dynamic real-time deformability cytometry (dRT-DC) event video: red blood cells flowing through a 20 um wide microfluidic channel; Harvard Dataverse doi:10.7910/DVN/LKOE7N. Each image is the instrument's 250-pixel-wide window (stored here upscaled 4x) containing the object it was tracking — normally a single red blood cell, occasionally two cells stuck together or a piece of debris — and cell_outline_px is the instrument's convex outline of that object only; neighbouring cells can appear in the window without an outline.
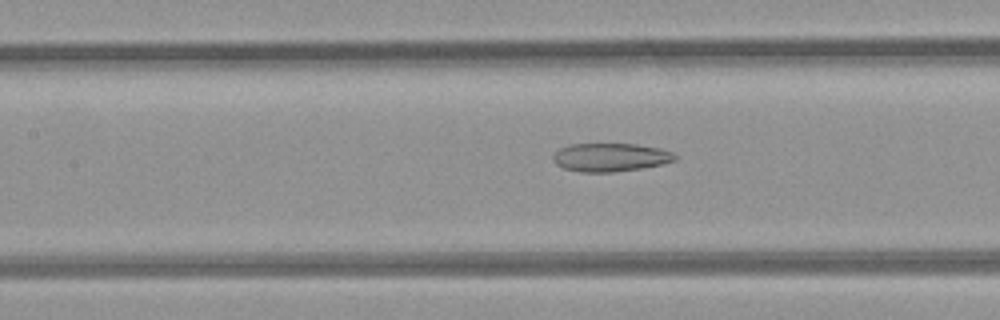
{"species": "common noctule bat (a hibernating species)", "species_latin": "Nyctalus noctula", "temperature_condition": "room temperature", "stored_images_in_passage": 30, "camera_frame_rate_fps": 3000, "um_per_image_px": 0.085, "animal": {"sex": "female", "body_mass_g": 21.9}, "frame": {"image": 1, "passage_image": 14, "time_ms": 4.333, "image_size_px": [1000, 320], "cell_outline_px": [[676, 160], [660, 164], [640, 168], [612, 172], [580, 172], [564, 168], [556, 164], [552, 160], [552, 156], [560, 148], [568, 144], [636, 144], [660, 148], [672, 152], [676, 156]], "centroid_in_image_um": [51.85, 13.36], "position_along_channel_um": 155.6, "area_um2": 20.06}}
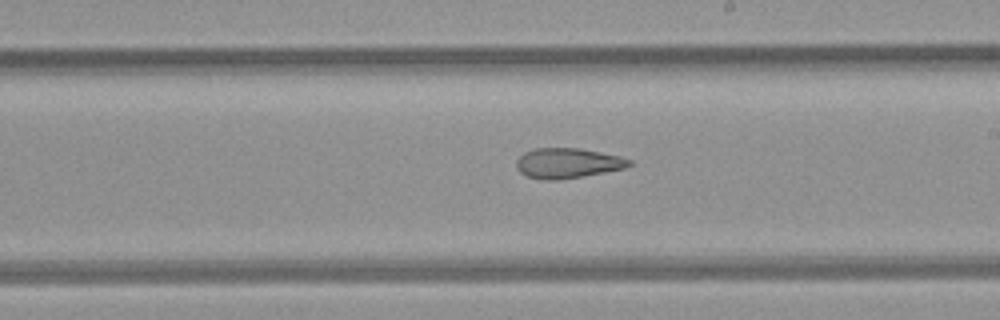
{"frame": {"image": 2, "passage_image": 20, "time_ms": 6.333, "image_size_px": [1000, 320], "cell_outline_px": [[632, 164], [624, 168], [584, 176], [560, 180], [544, 180], [524, 176], [516, 168], [516, 160], [524, 152], [532, 148], [580, 148], [620, 156], [632, 160]], "centroid_in_image_um": [48.21, 13.87], "position_along_channel_um": 240.8, "area_um2": 20.0}}
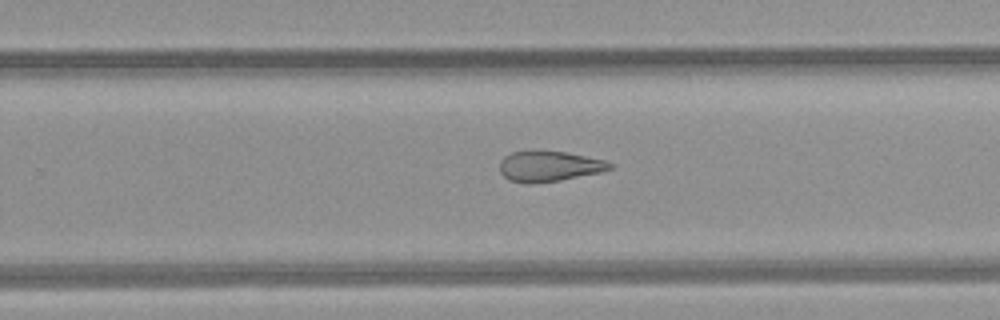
{"frame": {"image": 3, "passage_image": 23, "time_ms": 7.333, "image_size_px": [1000, 320], "cell_outline_px": [[616, 164], [612, 168], [600, 172], [560, 180], [532, 184], [508, 180], [500, 172], [500, 160], [504, 156], [512, 152], [532, 148], [564, 152], [604, 160]], "centroid_in_image_um": [46.63, 14.1], "position_along_channel_um": 283.2, "area_um2": 20.0}}